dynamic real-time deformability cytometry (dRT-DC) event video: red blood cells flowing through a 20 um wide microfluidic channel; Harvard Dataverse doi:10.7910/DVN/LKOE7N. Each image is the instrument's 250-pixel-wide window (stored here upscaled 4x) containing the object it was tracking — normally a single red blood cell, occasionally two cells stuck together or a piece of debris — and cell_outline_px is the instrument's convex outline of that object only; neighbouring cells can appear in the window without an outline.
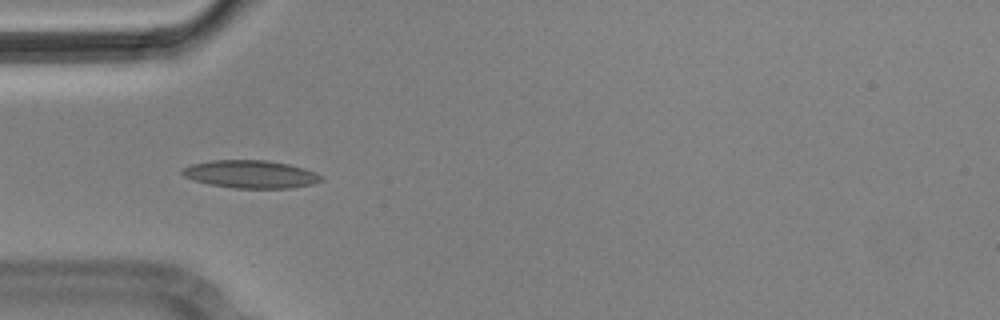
{"species": "Egyptian fruit bat (a non-hibernating species)", "species_latin": "Rousettus aegyptiacus", "temperature_condition": "cold", "stored_images_in_passage": 9, "camera_frame_rate_fps": 3000, "um_per_image_px": 0.085, "animal": {"sex": "male"}, "frame": {"image": 1, "passage_image": 3, "time_ms": 0.667, "image_size_px": [1000, 320], "cell_outline_px": [[324, 180], [312, 184], [288, 188], [232, 188], [212, 184], [196, 180], [184, 176], [180, 172], [180, 168], [192, 164], [212, 160], [268, 160], [288, 164], [304, 168], [316, 172], [324, 176]], "centroid_in_image_um": [21.34, 14.8], "position_along_channel_um": 63.7, "area_um2": 22.54}}
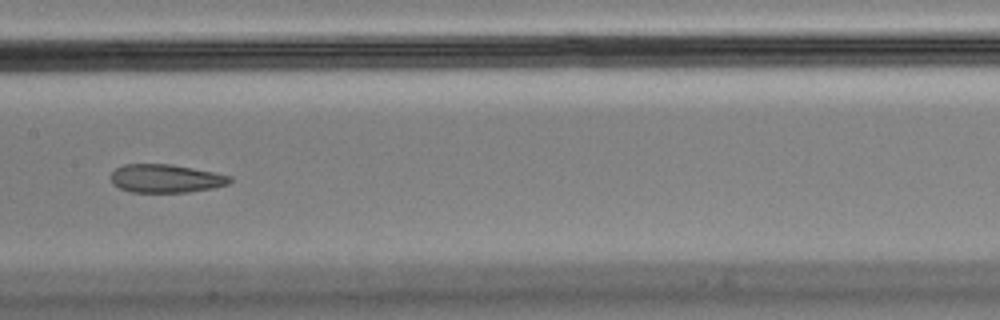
{"frame": {"image": 2, "passage_image": 6, "time_ms": 1.667, "image_size_px": [1000, 320], "cell_outline_px": [[232, 180], [228, 184], [212, 188], [188, 192], [132, 192], [120, 188], [112, 184], [112, 172], [116, 168], [124, 164], [172, 164], [216, 172], [232, 176]], "centroid_in_image_um": [14.12, 15.16], "position_along_channel_um": 193.3, "area_um2": 19.71}}
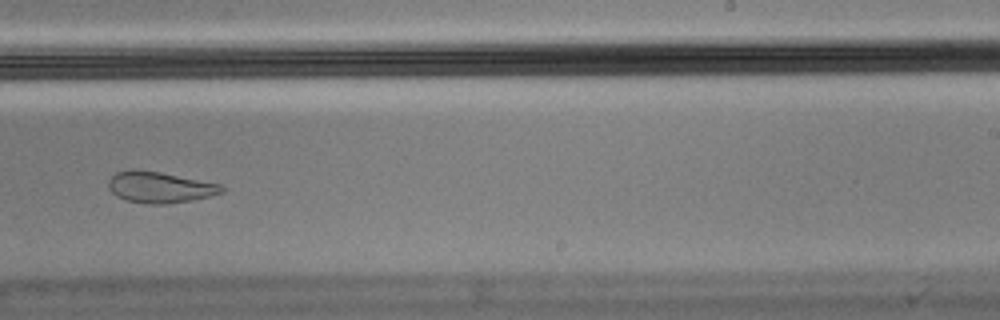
{"frame": {"image": 3, "passage_image": 8, "time_ms": 2.333, "image_size_px": [1000, 320], "cell_outline_px": [[224, 192], [192, 200], [164, 204], [148, 204], [128, 200], [116, 196], [108, 188], [108, 180], [116, 172], [132, 168], [160, 172], [220, 184], [224, 188]], "centroid_in_image_um": [13.54, 15.9], "position_along_channel_um": 275.5, "area_um2": 20.46}}